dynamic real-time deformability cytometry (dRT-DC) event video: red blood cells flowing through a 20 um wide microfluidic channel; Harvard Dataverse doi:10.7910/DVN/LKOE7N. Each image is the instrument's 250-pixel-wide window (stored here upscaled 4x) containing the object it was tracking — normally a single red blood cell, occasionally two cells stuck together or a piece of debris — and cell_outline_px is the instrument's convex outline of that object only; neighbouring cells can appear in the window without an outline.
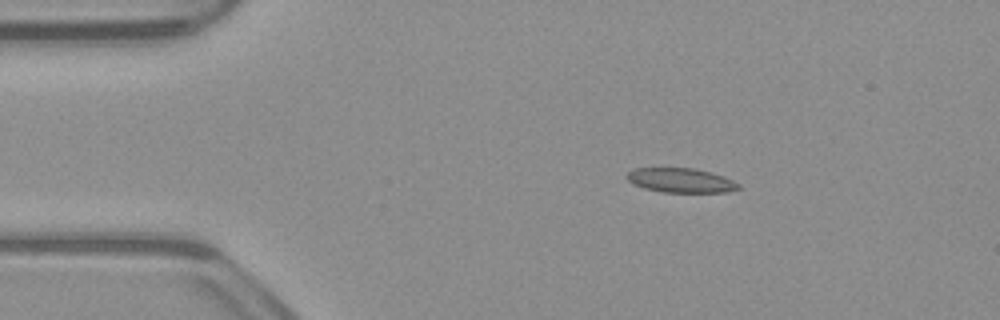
{"species": "common noctule bat (a hibernating species)", "species_latin": "Nyctalus noctula", "temperature_condition": "warm", "stored_images_in_passage": 44, "camera_frame_rate_fps": 3000, "um_per_image_px": 0.085, "animal": {"sex": "male", "body_mass_g": 23.1, "forearm_length_mm": 52.7}, "frame": {"image": 1, "passage_image": 1, "time_ms": 0.0, "image_size_px": [1000, 320], "cell_outline_px": [[740, 188], [728, 192], [664, 192], [644, 188], [632, 184], [624, 176], [632, 168], [696, 168], [712, 172], [724, 176], [740, 184]], "centroid_in_image_um": [57.85, 15.32], "position_along_channel_um": 27.1, "area_um2": 16.07}}
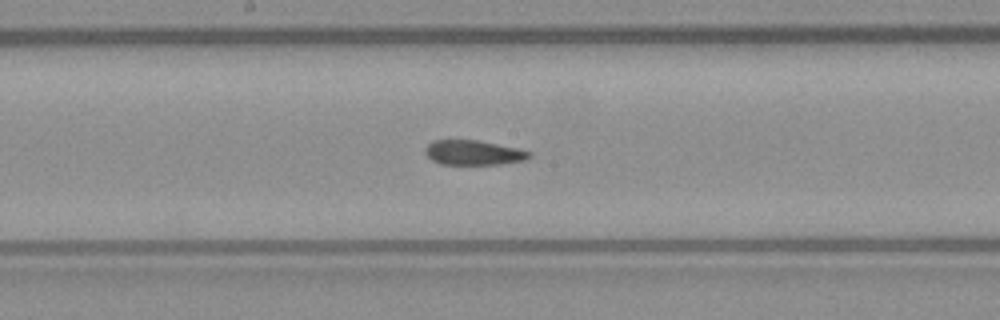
{"frame": {"image": 2, "passage_image": 19, "time_ms": 6.0, "image_size_px": [1000, 320], "cell_outline_px": [[532, 156], [524, 160], [500, 164], [440, 164], [432, 160], [424, 152], [424, 148], [432, 140], [476, 140], [516, 148], [532, 152]], "centroid_in_image_um": [40.22, 12.97], "position_along_channel_um": 208.0, "area_um2": 14.91}}
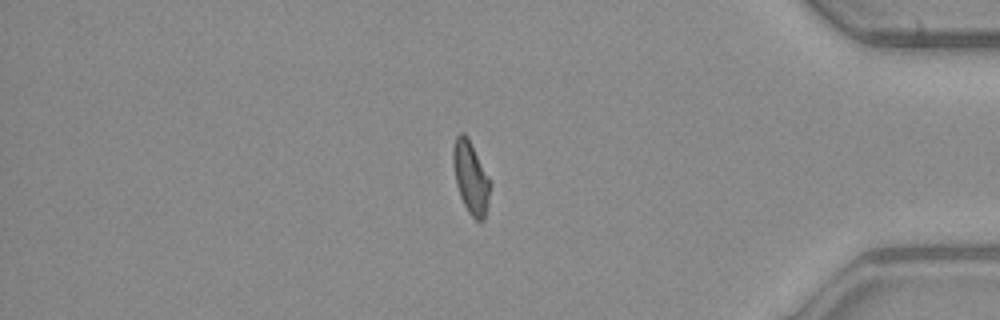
{"frame": {"image": 3, "passage_image": 36, "time_ms": 11.667, "image_size_px": [1000, 320], "cell_outline_px": [[488, 204], [484, 220], [476, 220], [468, 212], [460, 196], [456, 184], [452, 164], [452, 148], [456, 136], [460, 132], [464, 132], [488, 180]], "centroid_in_image_um": [39.94, 15.11], "position_along_channel_um": 395.3, "area_um2": 14.8}, "authors_computed_cell_mechanics": {"area_um2": 15.9528, "velocity_mm_per_s": 3.9367, "shape_relaxation_time_tau1_ms": null, "shape_relaxation_time_tau2_ms": 3.1631, "deformation_change_tau1": null, "deformation_change_tau2": 0.069}}